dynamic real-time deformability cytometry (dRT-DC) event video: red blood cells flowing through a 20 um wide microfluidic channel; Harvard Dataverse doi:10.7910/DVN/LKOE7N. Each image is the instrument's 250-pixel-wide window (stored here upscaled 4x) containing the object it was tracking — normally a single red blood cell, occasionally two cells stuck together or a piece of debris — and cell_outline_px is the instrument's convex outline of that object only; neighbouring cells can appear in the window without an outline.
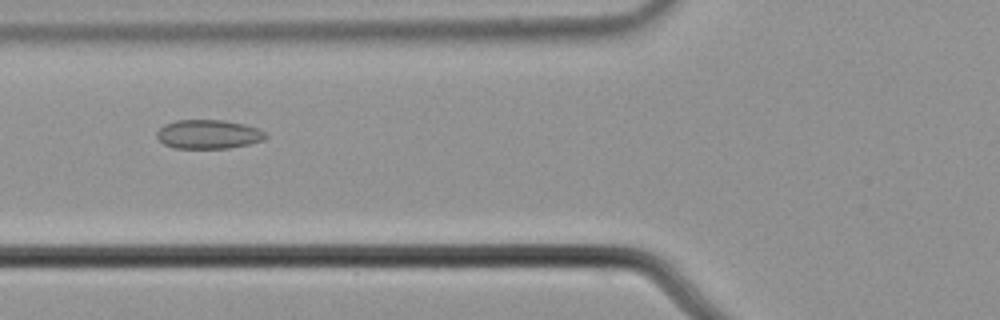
{"species": "common noctule bat (a hibernating species)", "species_latin": "Nyctalus noctula", "temperature_condition": "cold", "stored_images_in_passage": 7, "camera_frame_rate_fps": 3000, "um_per_image_px": 0.085, "animal": {"sex": "male", "body_mass_g": 21.5, "forearm_length_mm": 52.0}, "frame": {"image": 1, "passage_image": 5, "time_ms": 1.333, "image_size_px": [1000, 320], "cell_outline_px": [[268, 136], [264, 140], [248, 144], [228, 148], [176, 148], [164, 144], [156, 136], [156, 132], [164, 124], [176, 120], [224, 120], [244, 124], [260, 128], [268, 132]], "centroid_in_image_um": [17.76, 11.4], "position_along_channel_um": 108.0, "area_um2": 18.55}}
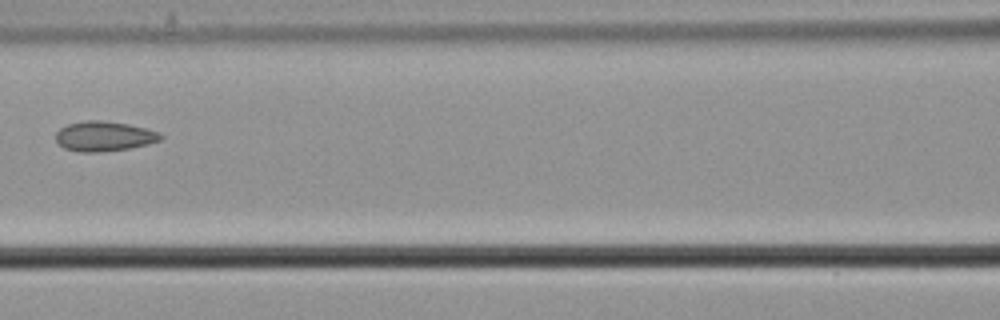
{"frame": {"image": 2, "passage_image": 6, "time_ms": 1.667, "image_size_px": [1000, 320], "cell_outline_px": [[164, 136], [160, 140], [148, 144], [128, 148], [96, 152], [80, 152], [64, 148], [56, 140], [56, 132], [60, 128], [68, 124], [84, 120], [100, 120], [128, 124], [148, 128], [160, 132]], "centroid_in_image_um": [8.87, 11.57], "position_along_channel_um": 157.7, "area_um2": 18.26}}
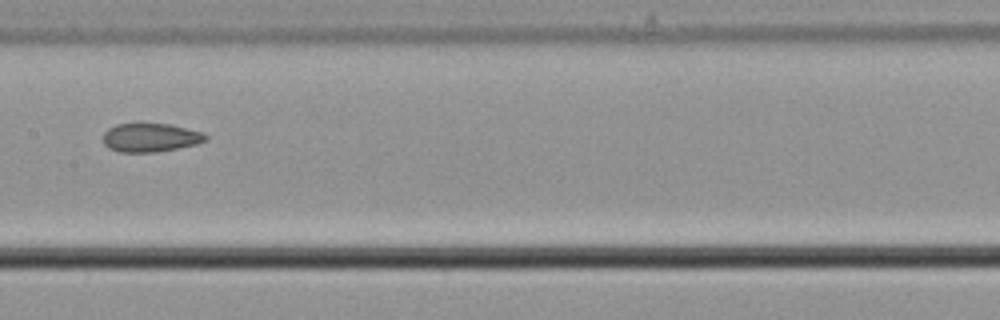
{"frame": {"image": 3, "passage_image": 7, "time_ms": 2.0, "image_size_px": [1000, 320], "cell_outline_px": [[208, 140], [196, 144], [156, 152], [120, 152], [108, 148], [104, 144], [104, 132], [108, 128], [116, 124], [136, 120], [140, 120], [168, 124], [204, 132], [208, 136]], "centroid_in_image_um": [12.76, 11.64], "position_along_channel_um": 194.6, "area_um2": 17.86}}